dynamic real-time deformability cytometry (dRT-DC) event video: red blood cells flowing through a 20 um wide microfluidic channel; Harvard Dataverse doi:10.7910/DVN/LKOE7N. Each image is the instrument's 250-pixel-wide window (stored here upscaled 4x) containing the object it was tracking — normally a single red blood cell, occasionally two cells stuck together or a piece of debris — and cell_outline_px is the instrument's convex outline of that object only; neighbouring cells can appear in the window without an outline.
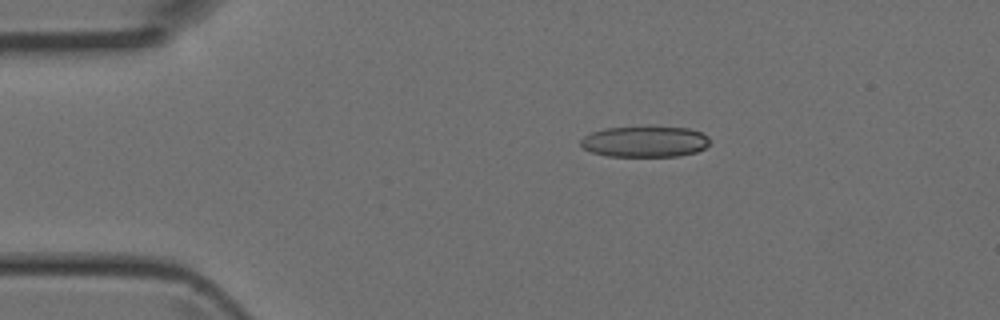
{"species": "Egyptian fruit bat (a non-hibernating species)", "species_latin": "Rousettus aegyptiacus", "temperature_condition": "room temperature", "stored_images_in_passage": 2, "camera_frame_rate_fps": 3000, "um_per_image_px": 0.085, "animal": {"sex": "female"}, "frame": {"image": 1, "passage_image": 1, "time_ms": 0.0, "image_size_px": [1000, 320], "cell_outline_px": [[708, 144], [704, 148], [696, 152], [680, 156], [608, 156], [592, 152], [584, 148], [580, 144], [580, 140], [584, 136], [592, 132], [604, 128], [648, 124], [688, 128], [700, 132], [708, 136]], "centroid_in_image_um": [54.81, 11.99], "position_along_channel_um": 30.2, "area_um2": 24.04}}